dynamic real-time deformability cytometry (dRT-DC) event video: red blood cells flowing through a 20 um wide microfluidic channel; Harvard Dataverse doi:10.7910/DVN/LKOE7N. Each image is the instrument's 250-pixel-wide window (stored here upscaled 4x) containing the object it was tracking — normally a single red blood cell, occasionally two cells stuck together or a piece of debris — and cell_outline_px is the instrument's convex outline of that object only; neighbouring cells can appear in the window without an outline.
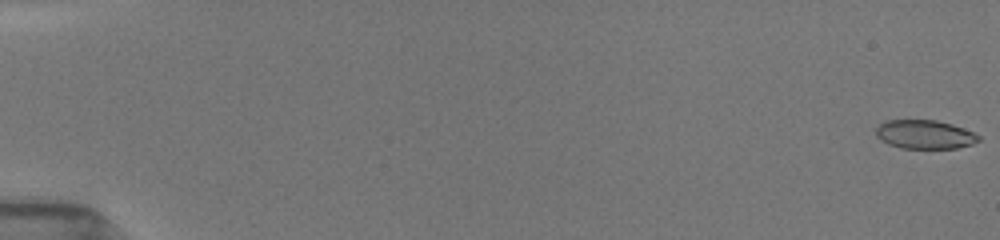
{"species": "common noctule bat (a hibernating species)", "species_latin": "Nyctalus noctula", "temperature_condition": "room temperature", "stored_images_in_passage": 26, "camera_frame_rate_fps": 3000, "um_per_image_px": 0.085, "animal": {"sex": "female", "body_mass_g": 19.5, "forearm_length_mm": 54.1}, "frame": {"image": 1, "passage_image": 1, "time_ms": 0.0, "image_size_px": [1000, 240], "cell_outline_px": [[980, 140], [972, 144], [956, 148], [904, 148], [888, 144], [876, 136], [876, 128], [880, 124], [888, 120], [936, 120], [952, 124], [964, 128], [980, 136]], "centroid_in_image_um": [78.61, 11.42], "position_along_channel_um": 6.4, "area_um2": 17.11}}
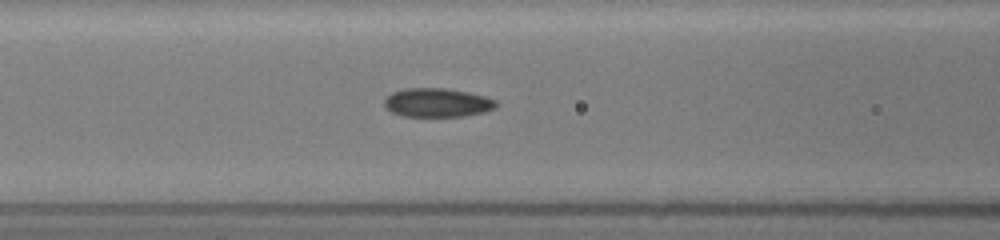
{"frame": {"image": 2, "passage_image": 16, "time_ms": 7.667, "image_size_px": [1000, 240], "cell_outline_px": [[496, 108], [484, 112], [464, 116], [404, 116], [392, 112], [384, 104], [384, 100], [392, 92], [404, 88], [448, 88], [468, 92], [484, 96], [496, 100]], "centroid_in_image_um": [37.18, 8.71], "position_along_channel_um": 129.4, "area_um2": 18.73}}
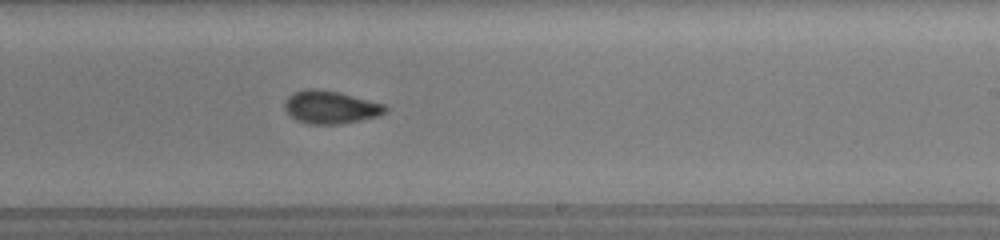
{"frame": {"image": 3, "passage_image": 26, "time_ms": 11.0, "image_size_px": [1000, 240], "cell_outline_px": [[388, 112], [376, 116], [360, 120], [336, 124], [308, 124], [296, 120], [284, 108], [284, 104], [288, 96], [292, 92], [304, 88], [316, 88], [340, 92], [384, 104], [388, 108]], "centroid_in_image_um": [28.08, 9.09], "position_along_channel_um": 260.9, "area_um2": 19.36}}